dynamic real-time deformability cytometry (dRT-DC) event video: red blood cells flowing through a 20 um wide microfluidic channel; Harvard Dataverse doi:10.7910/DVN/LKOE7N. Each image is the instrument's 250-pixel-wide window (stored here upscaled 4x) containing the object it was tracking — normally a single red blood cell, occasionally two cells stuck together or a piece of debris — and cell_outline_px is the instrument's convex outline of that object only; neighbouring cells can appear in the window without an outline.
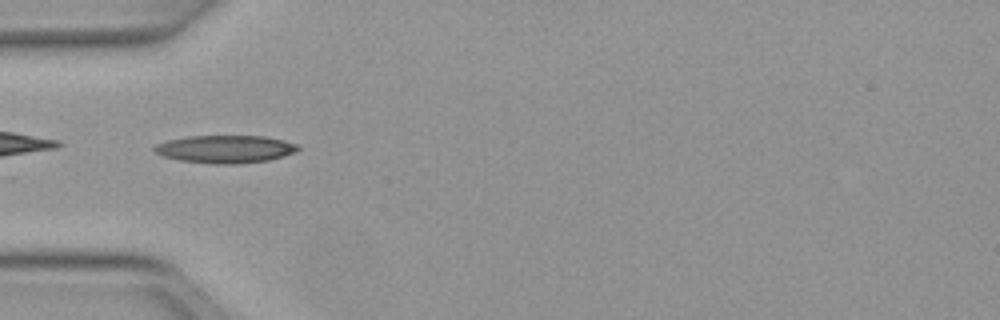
{"species": "Egyptian fruit bat (a non-hibernating species)", "species_latin": "Rousettus aegyptiacus", "temperature_condition": "warm", "stored_images_in_passage": 4, "camera_frame_rate_fps": 3000, "um_per_image_px": 0.085, "animal": {"sex": "female"}, "frame": {"image": 1, "passage_image": 1, "time_ms": 0.0, "image_size_px": [1000, 320], "cell_outline_px": [[300, 148], [296, 152], [284, 156], [268, 160], [240, 164], [208, 164], [180, 160], [164, 156], [156, 152], [152, 148], [156, 144], [168, 140], [188, 136], [264, 136], [284, 140], [296, 144]], "centroid_in_image_um": [19.16, 12.68], "position_along_channel_um": 65.8, "area_um2": 23.29}}